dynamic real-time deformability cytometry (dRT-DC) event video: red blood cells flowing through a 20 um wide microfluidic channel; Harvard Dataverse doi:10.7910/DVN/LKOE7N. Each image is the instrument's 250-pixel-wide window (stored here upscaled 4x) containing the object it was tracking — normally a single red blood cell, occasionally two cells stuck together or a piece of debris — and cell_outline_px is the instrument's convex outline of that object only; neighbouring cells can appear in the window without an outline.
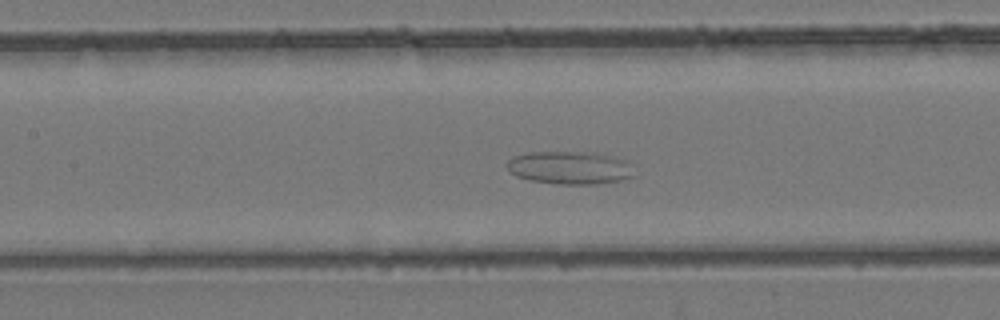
{"species": "common noctule bat (a hibernating species)", "species_latin": "Nyctalus noctula", "temperature_condition": "room temperature", "stored_images_in_passage": 49, "camera_frame_rate_fps": 3000, "um_per_image_px": 0.085, "animal": {"sex": "female", "body_mass_g": 24.6, "forearm_length_mm": 56.2}, "frame": {"image": 1, "passage_image": 23, "time_ms": 7.333, "image_size_px": [1000, 320], "cell_outline_px": [[636, 176], [620, 180], [596, 184], [556, 184], [528, 180], [516, 176], [508, 168], [508, 160], [512, 156], [528, 152], [596, 152], [628, 160], [632, 164]], "centroid_in_image_um": [48.49, 14.25], "position_along_channel_um": 158.9, "area_um2": 24.8}}
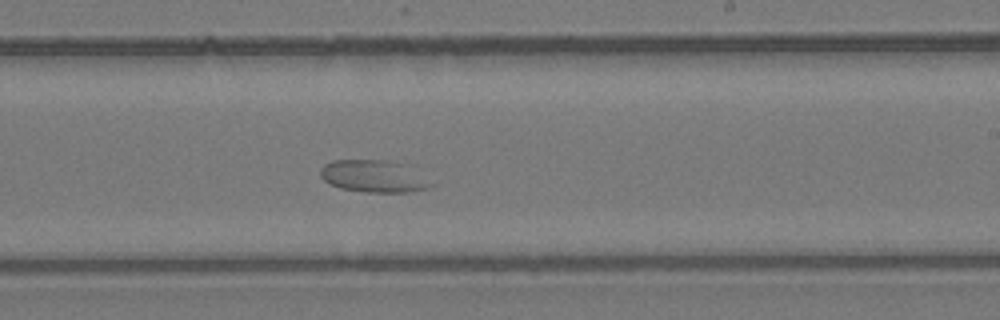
{"frame": {"image": 2, "passage_image": 30, "time_ms": 9.667, "image_size_px": [1000, 320], "cell_outline_px": [[436, 184], [428, 188], [408, 192], [368, 192], [340, 188], [328, 184], [320, 176], [320, 168], [324, 164], [332, 160], [388, 160], [404, 164]], "centroid_in_image_um": [31.74, 14.98], "position_along_channel_um": 257.3, "area_um2": 20.81}}
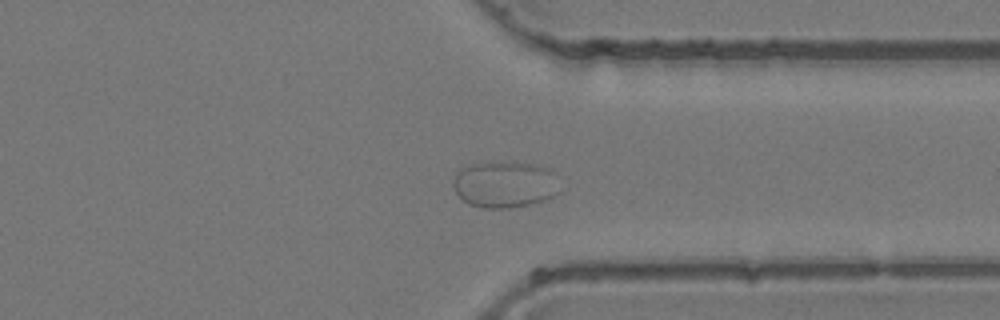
{"frame": {"image": 3, "passage_image": 38, "time_ms": 12.333, "image_size_px": [1000, 320], "cell_outline_px": [[560, 192], [544, 200], [532, 204], [508, 208], [484, 208], [468, 204], [456, 192], [452, 184], [452, 180], [456, 172], [460, 168], [472, 164], [528, 164], [548, 168], [552, 172]], "centroid_in_image_um": [42.86, 15.72], "position_along_channel_um": 368.5, "area_um2": 28.21}}